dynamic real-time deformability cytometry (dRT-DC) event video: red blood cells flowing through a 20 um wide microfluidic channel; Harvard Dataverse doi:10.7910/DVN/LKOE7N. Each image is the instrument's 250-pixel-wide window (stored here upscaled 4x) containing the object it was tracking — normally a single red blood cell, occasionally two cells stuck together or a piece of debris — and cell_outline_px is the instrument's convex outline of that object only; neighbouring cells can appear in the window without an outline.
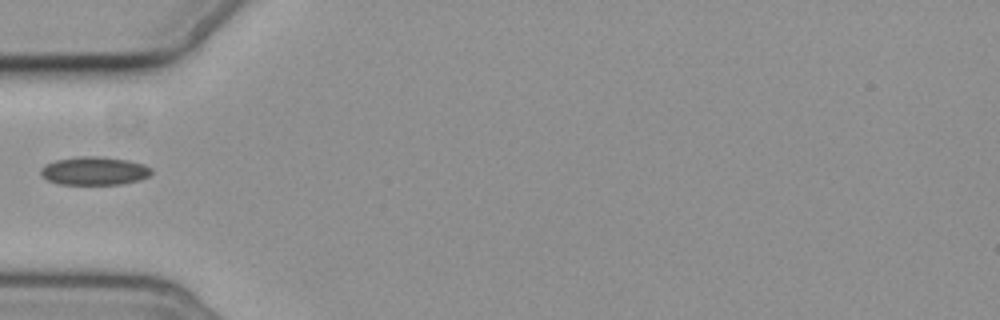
{"species": "common noctule bat (a hibernating species)", "species_latin": "Nyctalus noctula", "temperature_condition": "cold", "stored_images_in_passage": 2, "camera_frame_rate_fps": 3000, "um_per_image_px": 0.085, "animal": {"sex": "female", "body_mass_g": 19.3, "forearm_length_mm": 54.1}, "frame": {"image": 1, "passage_image": 1, "time_ms": 0.0, "image_size_px": [1000, 320], "cell_outline_px": [[152, 172], [148, 176], [140, 180], [120, 184], [60, 184], [48, 180], [40, 172], [40, 168], [44, 164], [56, 160], [76, 156], [100, 156], [128, 160], [144, 164], [152, 168]], "centroid_in_image_um": [8.02, 14.51], "position_along_channel_um": 77.0, "area_um2": 18.32}}
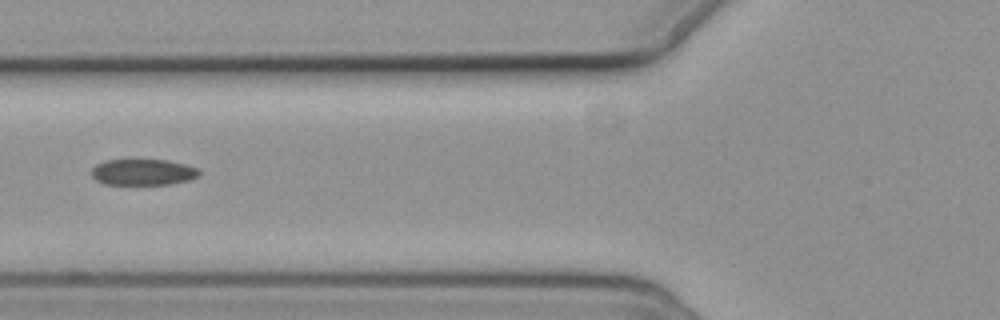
{"frame": {"image": 2, "passage_image": 2, "time_ms": 1.0, "image_size_px": [1000, 320], "cell_outline_px": [[200, 172], [196, 176], [188, 180], [168, 184], [104, 184], [96, 180], [92, 176], [92, 168], [96, 164], [104, 160], [168, 160], [200, 168]], "centroid_in_image_um": [12.14, 14.62], "position_along_channel_um": 113.7, "area_um2": 16.3}}